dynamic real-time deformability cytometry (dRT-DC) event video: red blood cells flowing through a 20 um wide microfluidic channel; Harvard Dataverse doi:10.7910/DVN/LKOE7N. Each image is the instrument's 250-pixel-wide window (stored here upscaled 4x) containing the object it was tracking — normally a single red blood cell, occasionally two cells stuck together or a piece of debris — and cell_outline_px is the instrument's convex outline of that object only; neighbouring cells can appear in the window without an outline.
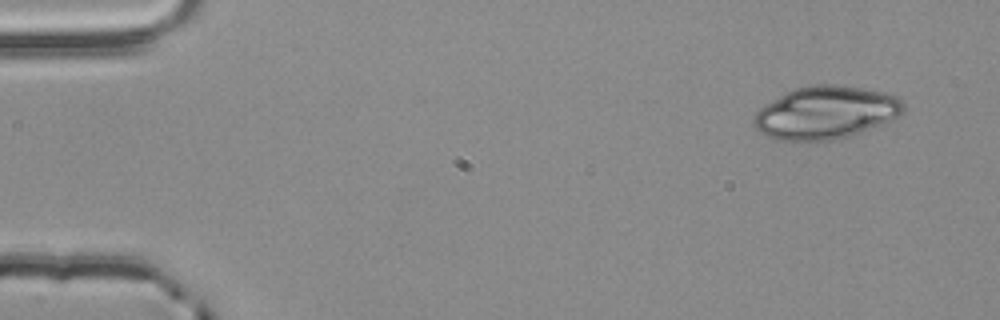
{"species": "common noctule bat (a hibernating species)", "species_latin": "Nyctalus noctula", "temperature_condition": "room temperature", "stored_images_in_passage": 3, "camera_frame_rate_fps": 3000, "um_per_image_px": 0.085, "animal": {"sex": "male", "body_mass_g": 20.4}, "frame": {"image": 1, "passage_image": 1, "time_ms": 0.0, "image_size_px": [1000, 320], "cell_outline_px": [[904, 112], [900, 116], [892, 120], [860, 132], [836, 140], [776, 140], [760, 132], [752, 124], [752, 116], [760, 108], [780, 96], [796, 88], [812, 84], [840, 84], [864, 88], [884, 92], [896, 96], [904, 100]], "centroid_in_image_um": [70.21, 9.56], "position_along_channel_um": 14.8, "area_um2": 46.12}}